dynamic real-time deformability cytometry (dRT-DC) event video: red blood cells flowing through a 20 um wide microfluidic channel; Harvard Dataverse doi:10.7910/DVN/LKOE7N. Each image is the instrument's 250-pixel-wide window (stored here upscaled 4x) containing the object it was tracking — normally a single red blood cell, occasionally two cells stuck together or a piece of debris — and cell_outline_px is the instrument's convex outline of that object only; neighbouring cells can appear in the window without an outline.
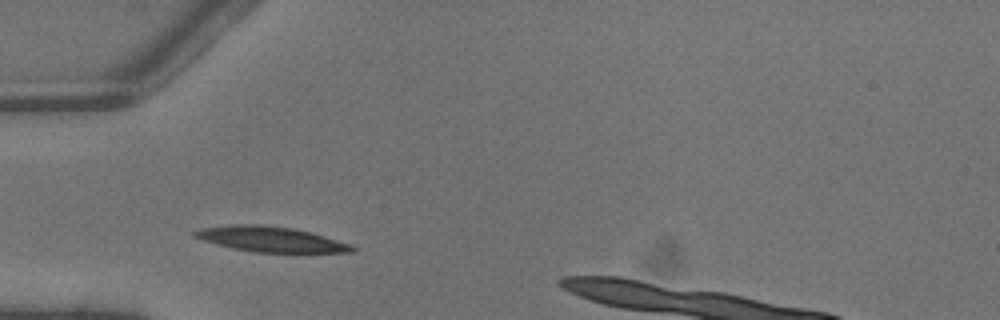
{"species": "common noctule bat (a hibernating species)", "species_latin": "Nyctalus noctula", "temperature_condition": "warm", "stored_images_in_passage": 2, "camera_frame_rate_fps": 3000, "um_per_image_px": 0.085, "animal": {"sex": "male", "body_mass_g": 13.3}, "frame": {"image": 1, "passage_image": 1, "time_ms": 0.0, "image_size_px": [1000, 320], "cell_outline_px": [[356, 252], [256, 252], [232, 248], [216, 244], [192, 236], [192, 232], [200, 228], [236, 224], [256, 224], [292, 228], [324, 236], [352, 244], [356, 248]], "centroid_in_image_um": [23.0, 20.33], "position_along_channel_um": 62.0, "area_um2": 22.95}}
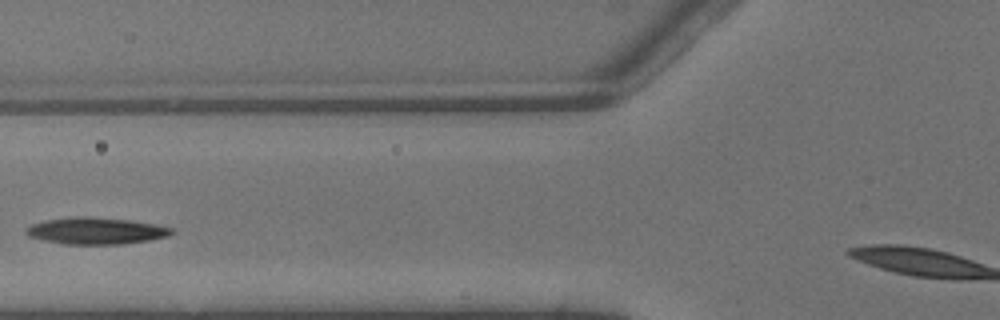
{"frame": {"image": 2, "passage_image": 2, "time_ms": 0.333, "image_size_px": [1000, 320], "cell_outline_px": [[176, 232], [168, 236], [148, 240], [124, 244], [64, 244], [44, 240], [28, 236], [24, 232], [24, 228], [32, 224], [44, 220], [72, 216], [88, 216], [128, 220], [156, 224], [176, 228]], "centroid_in_image_um": [8.16, 19.61], "position_along_channel_um": 117.6, "area_um2": 22.95}}